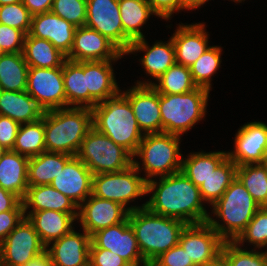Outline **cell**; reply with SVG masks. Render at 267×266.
<instances>
[{"label":"cell","instance_id":"obj_1","mask_svg":"<svg viewBox=\"0 0 267 266\" xmlns=\"http://www.w3.org/2000/svg\"><path fill=\"white\" fill-rule=\"evenodd\" d=\"M146 207L153 213L178 219L185 224L208 221L210 216L204 206L199 187L194 185L182 171L147 181Z\"/></svg>","mask_w":267,"mask_h":266},{"label":"cell","instance_id":"obj_2","mask_svg":"<svg viewBox=\"0 0 267 266\" xmlns=\"http://www.w3.org/2000/svg\"><path fill=\"white\" fill-rule=\"evenodd\" d=\"M92 128L91 108L66 107L44 111L46 151L76 156L83 139Z\"/></svg>","mask_w":267,"mask_h":266},{"label":"cell","instance_id":"obj_3","mask_svg":"<svg viewBox=\"0 0 267 266\" xmlns=\"http://www.w3.org/2000/svg\"><path fill=\"white\" fill-rule=\"evenodd\" d=\"M128 220L148 265L179 243L180 233L186 226L183 221L153 213L147 207L130 211Z\"/></svg>","mask_w":267,"mask_h":266},{"label":"cell","instance_id":"obj_4","mask_svg":"<svg viewBox=\"0 0 267 266\" xmlns=\"http://www.w3.org/2000/svg\"><path fill=\"white\" fill-rule=\"evenodd\" d=\"M93 127L124 147L132 155L144 136L140 130L133 109L121 91L114 97L98 103L92 108Z\"/></svg>","mask_w":267,"mask_h":266},{"label":"cell","instance_id":"obj_5","mask_svg":"<svg viewBox=\"0 0 267 266\" xmlns=\"http://www.w3.org/2000/svg\"><path fill=\"white\" fill-rule=\"evenodd\" d=\"M212 208L221 220L209 216L207 222L224 241H235L261 207L236 177Z\"/></svg>","mask_w":267,"mask_h":266},{"label":"cell","instance_id":"obj_6","mask_svg":"<svg viewBox=\"0 0 267 266\" xmlns=\"http://www.w3.org/2000/svg\"><path fill=\"white\" fill-rule=\"evenodd\" d=\"M180 139L181 136L164 132L143 136L133 155L140 157L138 159L142 160V164L133 158V165L139 172H145L146 181L181 171L183 154L179 152Z\"/></svg>","mask_w":267,"mask_h":266},{"label":"cell","instance_id":"obj_7","mask_svg":"<svg viewBox=\"0 0 267 266\" xmlns=\"http://www.w3.org/2000/svg\"><path fill=\"white\" fill-rule=\"evenodd\" d=\"M209 93L203 87L184 94L159 93L162 132L181 136L203 120L207 112Z\"/></svg>","mask_w":267,"mask_h":266},{"label":"cell","instance_id":"obj_8","mask_svg":"<svg viewBox=\"0 0 267 266\" xmlns=\"http://www.w3.org/2000/svg\"><path fill=\"white\" fill-rule=\"evenodd\" d=\"M92 172H119L133 164V155L94 127L86 134L76 155Z\"/></svg>","mask_w":267,"mask_h":266},{"label":"cell","instance_id":"obj_9","mask_svg":"<svg viewBox=\"0 0 267 266\" xmlns=\"http://www.w3.org/2000/svg\"><path fill=\"white\" fill-rule=\"evenodd\" d=\"M132 164L123 171L95 174L92 177V195L122 204L129 211L146 207L126 206L138 197L147 195V181Z\"/></svg>","mask_w":267,"mask_h":266},{"label":"cell","instance_id":"obj_10","mask_svg":"<svg viewBox=\"0 0 267 266\" xmlns=\"http://www.w3.org/2000/svg\"><path fill=\"white\" fill-rule=\"evenodd\" d=\"M44 252H46V246L32 223L24 217L0 243V264L26 266Z\"/></svg>","mask_w":267,"mask_h":266},{"label":"cell","instance_id":"obj_11","mask_svg":"<svg viewBox=\"0 0 267 266\" xmlns=\"http://www.w3.org/2000/svg\"><path fill=\"white\" fill-rule=\"evenodd\" d=\"M26 91L44 111L66 108L63 67H29Z\"/></svg>","mask_w":267,"mask_h":266},{"label":"cell","instance_id":"obj_12","mask_svg":"<svg viewBox=\"0 0 267 266\" xmlns=\"http://www.w3.org/2000/svg\"><path fill=\"white\" fill-rule=\"evenodd\" d=\"M224 242L208 222L186 224L179 237V244L196 266H205L214 260Z\"/></svg>","mask_w":267,"mask_h":266},{"label":"cell","instance_id":"obj_13","mask_svg":"<svg viewBox=\"0 0 267 266\" xmlns=\"http://www.w3.org/2000/svg\"><path fill=\"white\" fill-rule=\"evenodd\" d=\"M90 248H104L125 259L131 266H149L140 252L134 229L128 218L91 236Z\"/></svg>","mask_w":267,"mask_h":266},{"label":"cell","instance_id":"obj_14","mask_svg":"<svg viewBox=\"0 0 267 266\" xmlns=\"http://www.w3.org/2000/svg\"><path fill=\"white\" fill-rule=\"evenodd\" d=\"M129 210L122 204L90 195L79 207L77 220L82 229L92 236L110 226L124 222Z\"/></svg>","mask_w":267,"mask_h":266},{"label":"cell","instance_id":"obj_15","mask_svg":"<svg viewBox=\"0 0 267 266\" xmlns=\"http://www.w3.org/2000/svg\"><path fill=\"white\" fill-rule=\"evenodd\" d=\"M85 26L98 31L124 54V31L118 0H87Z\"/></svg>","mask_w":267,"mask_h":266},{"label":"cell","instance_id":"obj_16","mask_svg":"<svg viewBox=\"0 0 267 266\" xmlns=\"http://www.w3.org/2000/svg\"><path fill=\"white\" fill-rule=\"evenodd\" d=\"M234 144V151H228L227 156L237 166L263 163L267 157V124L254 121L240 126Z\"/></svg>","mask_w":267,"mask_h":266},{"label":"cell","instance_id":"obj_17","mask_svg":"<svg viewBox=\"0 0 267 266\" xmlns=\"http://www.w3.org/2000/svg\"><path fill=\"white\" fill-rule=\"evenodd\" d=\"M123 54L111 41L87 26L77 27L73 46L66 59L82 61L119 60Z\"/></svg>","mask_w":267,"mask_h":266},{"label":"cell","instance_id":"obj_18","mask_svg":"<svg viewBox=\"0 0 267 266\" xmlns=\"http://www.w3.org/2000/svg\"><path fill=\"white\" fill-rule=\"evenodd\" d=\"M130 102L137 124L145 134L162 133L159 93L152 85H136L121 92Z\"/></svg>","mask_w":267,"mask_h":266},{"label":"cell","instance_id":"obj_19","mask_svg":"<svg viewBox=\"0 0 267 266\" xmlns=\"http://www.w3.org/2000/svg\"><path fill=\"white\" fill-rule=\"evenodd\" d=\"M92 177L89 168L73 156L50 185L79 207L92 194Z\"/></svg>","mask_w":267,"mask_h":266},{"label":"cell","instance_id":"obj_20","mask_svg":"<svg viewBox=\"0 0 267 266\" xmlns=\"http://www.w3.org/2000/svg\"><path fill=\"white\" fill-rule=\"evenodd\" d=\"M76 26L53 12L32 15L29 35L51 42L66 56L70 53Z\"/></svg>","mask_w":267,"mask_h":266},{"label":"cell","instance_id":"obj_21","mask_svg":"<svg viewBox=\"0 0 267 266\" xmlns=\"http://www.w3.org/2000/svg\"><path fill=\"white\" fill-rule=\"evenodd\" d=\"M74 229L46 246L54 266H89L91 236Z\"/></svg>","mask_w":267,"mask_h":266},{"label":"cell","instance_id":"obj_22","mask_svg":"<svg viewBox=\"0 0 267 266\" xmlns=\"http://www.w3.org/2000/svg\"><path fill=\"white\" fill-rule=\"evenodd\" d=\"M204 23L179 24L171 36L176 63L190 67L210 46Z\"/></svg>","mask_w":267,"mask_h":266},{"label":"cell","instance_id":"obj_23","mask_svg":"<svg viewBox=\"0 0 267 266\" xmlns=\"http://www.w3.org/2000/svg\"><path fill=\"white\" fill-rule=\"evenodd\" d=\"M146 52L139 59L145 69L146 75L152 76L155 81L176 63L175 47L170 37L169 41H156L150 46L145 38L135 40L131 43L126 54Z\"/></svg>","mask_w":267,"mask_h":266},{"label":"cell","instance_id":"obj_24","mask_svg":"<svg viewBox=\"0 0 267 266\" xmlns=\"http://www.w3.org/2000/svg\"><path fill=\"white\" fill-rule=\"evenodd\" d=\"M107 61H86V89L89 91V108L95 107L98 103L116 96L119 88L112 62Z\"/></svg>","mask_w":267,"mask_h":266},{"label":"cell","instance_id":"obj_25","mask_svg":"<svg viewBox=\"0 0 267 266\" xmlns=\"http://www.w3.org/2000/svg\"><path fill=\"white\" fill-rule=\"evenodd\" d=\"M24 214L45 246H49L51 242L68 234L78 217V213H63L54 210H40Z\"/></svg>","mask_w":267,"mask_h":266},{"label":"cell","instance_id":"obj_26","mask_svg":"<svg viewBox=\"0 0 267 266\" xmlns=\"http://www.w3.org/2000/svg\"><path fill=\"white\" fill-rule=\"evenodd\" d=\"M29 157L7 150L0 159V187L17 195L21 200L28 189Z\"/></svg>","mask_w":267,"mask_h":266},{"label":"cell","instance_id":"obj_27","mask_svg":"<svg viewBox=\"0 0 267 266\" xmlns=\"http://www.w3.org/2000/svg\"><path fill=\"white\" fill-rule=\"evenodd\" d=\"M120 19L124 31V54L133 41L145 38L141 27L151 15L157 16L146 0H118Z\"/></svg>","mask_w":267,"mask_h":266},{"label":"cell","instance_id":"obj_28","mask_svg":"<svg viewBox=\"0 0 267 266\" xmlns=\"http://www.w3.org/2000/svg\"><path fill=\"white\" fill-rule=\"evenodd\" d=\"M22 202L24 213L40 210L78 213V206L51 185L29 186ZM28 208L31 210L27 211Z\"/></svg>","mask_w":267,"mask_h":266},{"label":"cell","instance_id":"obj_29","mask_svg":"<svg viewBox=\"0 0 267 266\" xmlns=\"http://www.w3.org/2000/svg\"><path fill=\"white\" fill-rule=\"evenodd\" d=\"M44 110L27 91L2 90L0 115L7 116L19 124L33 123L42 118Z\"/></svg>","mask_w":267,"mask_h":266},{"label":"cell","instance_id":"obj_30","mask_svg":"<svg viewBox=\"0 0 267 266\" xmlns=\"http://www.w3.org/2000/svg\"><path fill=\"white\" fill-rule=\"evenodd\" d=\"M72 155L60 152L44 151L29 158L28 186L50 185Z\"/></svg>","mask_w":267,"mask_h":266},{"label":"cell","instance_id":"obj_31","mask_svg":"<svg viewBox=\"0 0 267 266\" xmlns=\"http://www.w3.org/2000/svg\"><path fill=\"white\" fill-rule=\"evenodd\" d=\"M66 107L89 108V91L86 89V61L66 59L63 64Z\"/></svg>","mask_w":267,"mask_h":266},{"label":"cell","instance_id":"obj_32","mask_svg":"<svg viewBox=\"0 0 267 266\" xmlns=\"http://www.w3.org/2000/svg\"><path fill=\"white\" fill-rule=\"evenodd\" d=\"M23 56L29 67L55 68L63 67L66 55L46 39L26 35Z\"/></svg>","mask_w":267,"mask_h":266},{"label":"cell","instance_id":"obj_33","mask_svg":"<svg viewBox=\"0 0 267 266\" xmlns=\"http://www.w3.org/2000/svg\"><path fill=\"white\" fill-rule=\"evenodd\" d=\"M226 157V151L193 152L187 158H182L181 171L194 185L200 187Z\"/></svg>","mask_w":267,"mask_h":266},{"label":"cell","instance_id":"obj_34","mask_svg":"<svg viewBox=\"0 0 267 266\" xmlns=\"http://www.w3.org/2000/svg\"><path fill=\"white\" fill-rule=\"evenodd\" d=\"M29 66L23 53L0 55V87L13 92L26 91Z\"/></svg>","mask_w":267,"mask_h":266},{"label":"cell","instance_id":"obj_35","mask_svg":"<svg viewBox=\"0 0 267 266\" xmlns=\"http://www.w3.org/2000/svg\"><path fill=\"white\" fill-rule=\"evenodd\" d=\"M156 82L137 81L136 85H152L160 94H184L197 88L192 79L190 67L177 63L162 74Z\"/></svg>","mask_w":267,"mask_h":266},{"label":"cell","instance_id":"obj_36","mask_svg":"<svg viewBox=\"0 0 267 266\" xmlns=\"http://www.w3.org/2000/svg\"><path fill=\"white\" fill-rule=\"evenodd\" d=\"M237 164L228 156L209 175L199 187L204 203L213 206L236 178Z\"/></svg>","mask_w":267,"mask_h":266},{"label":"cell","instance_id":"obj_37","mask_svg":"<svg viewBox=\"0 0 267 266\" xmlns=\"http://www.w3.org/2000/svg\"><path fill=\"white\" fill-rule=\"evenodd\" d=\"M44 113L40 120L33 123L20 124L13 151L33 157L46 151L45 147Z\"/></svg>","mask_w":267,"mask_h":266},{"label":"cell","instance_id":"obj_38","mask_svg":"<svg viewBox=\"0 0 267 266\" xmlns=\"http://www.w3.org/2000/svg\"><path fill=\"white\" fill-rule=\"evenodd\" d=\"M236 177L260 207H267V170L263 163L237 166Z\"/></svg>","mask_w":267,"mask_h":266},{"label":"cell","instance_id":"obj_39","mask_svg":"<svg viewBox=\"0 0 267 266\" xmlns=\"http://www.w3.org/2000/svg\"><path fill=\"white\" fill-rule=\"evenodd\" d=\"M222 49L210 46L191 66L192 79L197 87L211 91V78L220 68Z\"/></svg>","mask_w":267,"mask_h":266},{"label":"cell","instance_id":"obj_40","mask_svg":"<svg viewBox=\"0 0 267 266\" xmlns=\"http://www.w3.org/2000/svg\"><path fill=\"white\" fill-rule=\"evenodd\" d=\"M221 254L227 259L229 266H267L265 252L242 249L234 241H225Z\"/></svg>","mask_w":267,"mask_h":266},{"label":"cell","instance_id":"obj_41","mask_svg":"<svg viewBox=\"0 0 267 266\" xmlns=\"http://www.w3.org/2000/svg\"><path fill=\"white\" fill-rule=\"evenodd\" d=\"M239 246L248 242L254 249L267 247V207H261L248 223L245 230L234 241Z\"/></svg>","mask_w":267,"mask_h":266},{"label":"cell","instance_id":"obj_42","mask_svg":"<svg viewBox=\"0 0 267 266\" xmlns=\"http://www.w3.org/2000/svg\"><path fill=\"white\" fill-rule=\"evenodd\" d=\"M87 0H53L51 12L76 27L86 24Z\"/></svg>","mask_w":267,"mask_h":266},{"label":"cell","instance_id":"obj_43","mask_svg":"<svg viewBox=\"0 0 267 266\" xmlns=\"http://www.w3.org/2000/svg\"><path fill=\"white\" fill-rule=\"evenodd\" d=\"M32 14L22 3H13L0 6V24L8 25L29 33Z\"/></svg>","mask_w":267,"mask_h":266},{"label":"cell","instance_id":"obj_44","mask_svg":"<svg viewBox=\"0 0 267 266\" xmlns=\"http://www.w3.org/2000/svg\"><path fill=\"white\" fill-rule=\"evenodd\" d=\"M26 34L14 27L0 24V45L3 53L23 52Z\"/></svg>","mask_w":267,"mask_h":266},{"label":"cell","instance_id":"obj_45","mask_svg":"<svg viewBox=\"0 0 267 266\" xmlns=\"http://www.w3.org/2000/svg\"><path fill=\"white\" fill-rule=\"evenodd\" d=\"M149 266H196L188 258L186 251L178 243L168 251L162 253Z\"/></svg>","mask_w":267,"mask_h":266},{"label":"cell","instance_id":"obj_46","mask_svg":"<svg viewBox=\"0 0 267 266\" xmlns=\"http://www.w3.org/2000/svg\"><path fill=\"white\" fill-rule=\"evenodd\" d=\"M89 266H131L125 259L104 248H90Z\"/></svg>","mask_w":267,"mask_h":266},{"label":"cell","instance_id":"obj_47","mask_svg":"<svg viewBox=\"0 0 267 266\" xmlns=\"http://www.w3.org/2000/svg\"><path fill=\"white\" fill-rule=\"evenodd\" d=\"M24 217L22 201L13 210L0 213V243L15 229Z\"/></svg>","mask_w":267,"mask_h":266},{"label":"cell","instance_id":"obj_48","mask_svg":"<svg viewBox=\"0 0 267 266\" xmlns=\"http://www.w3.org/2000/svg\"><path fill=\"white\" fill-rule=\"evenodd\" d=\"M158 17L168 20L173 13L185 9L184 0H146Z\"/></svg>","mask_w":267,"mask_h":266},{"label":"cell","instance_id":"obj_49","mask_svg":"<svg viewBox=\"0 0 267 266\" xmlns=\"http://www.w3.org/2000/svg\"><path fill=\"white\" fill-rule=\"evenodd\" d=\"M20 124L13 119L0 115V144L7 150H13Z\"/></svg>","mask_w":267,"mask_h":266},{"label":"cell","instance_id":"obj_50","mask_svg":"<svg viewBox=\"0 0 267 266\" xmlns=\"http://www.w3.org/2000/svg\"><path fill=\"white\" fill-rule=\"evenodd\" d=\"M21 201L17 195L0 187V213L13 210Z\"/></svg>","mask_w":267,"mask_h":266},{"label":"cell","instance_id":"obj_51","mask_svg":"<svg viewBox=\"0 0 267 266\" xmlns=\"http://www.w3.org/2000/svg\"><path fill=\"white\" fill-rule=\"evenodd\" d=\"M32 15L49 12L52 7L53 0H22Z\"/></svg>","mask_w":267,"mask_h":266},{"label":"cell","instance_id":"obj_52","mask_svg":"<svg viewBox=\"0 0 267 266\" xmlns=\"http://www.w3.org/2000/svg\"><path fill=\"white\" fill-rule=\"evenodd\" d=\"M26 266H54L49 254L44 252L40 256L31 260Z\"/></svg>","mask_w":267,"mask_h":266},{"label":"cell","instance_id":"obj_53","mask_svg":"<svg viewBox=\"0 0 267 266\" xmlns=\"http://www.w3.org/2000/svg\"><path fill=\"white\" fill-rule=\"evenodd\" d=\"M208 1L209 0H184L185 9L189 11L194 10L201 7V5H204Z\"/></svg>","mask_w":267,"mask_h":266},{"label":"cell","instance_id":"obj_54","mask_svg":"<svg viewBox=\"0 0 267 266\" xmlns=\"http://www.w3.org/2000/svg\"><path fill=\"white\" fill-rule=\"evenodd\" d=\"M205 266H229L227 259L220 253L214 260L207 263Z\"/></svg>","mask_w":267,"mask_h":266},{"label":"cell","instance_id":"obj_55","mask_svg":"<svg viewBox=\"0 0 267 266\" xmlns=\"http://www.w3.org/2000/svg\"><path fill=\"white\" fill-rule=\"evenodd\" d=\"M19 2H22V0H0V6Z\"/></svg>","mask_w":267,"mask_h":266},{"label":"cell","instance_id":"obj_56","mask_svg":"<svg viewBox=\"0 0 267 266\" xmlns=\"http://www.w3.org/2000/svg\"><path fill=\"white\" fill-rule=\"evenodd\" d=\"M7 151V149L5 147H3L1 144H0V159L2 158L3 154Z\"/></svg>","mask_w":267,"mask_h":266},{"label":"cell","instance_id":"obj_57","mask_svg":"<svg viewBox=\"0 0 267 266\" xmlns=\"http://www.w3.org/2000/svg\"><path fill=\"white\" fill-rule=\"evenodd\" d=\"M263 164H264V166L266 167V170H267V157L264 159Z\"/></svg>","mask_w":267,"mask_h":266},{"label":"cell","instance_id":"obj_58","mask_svg":"<svg viewBox=\"0 0 267 266\" xmlns=\"http://www.w3.org/2000/svg\"><path fill=\"white\" fill-rule=\"evenodd\" d=\"M231 1H232V0H231ZM233 1L236 2V3H237V2H240V3H241L242 1H245V0H233Z\"/></svg>","mask_w":267,"mask_h":266},{"label":"cell","instance_id":"obj_59","mask_svg":"<svg viewBox=\"0 0 267 266\" xmlns=\"http://www.w3.org/2000/svg\"><path fill=\"white\" fill-rule=\"evenodd\" d=\"M4 54L3 50L1 49V45H0V55Z\"/></svg>","mask_w":267,"mask_h":266}]
</instances>
